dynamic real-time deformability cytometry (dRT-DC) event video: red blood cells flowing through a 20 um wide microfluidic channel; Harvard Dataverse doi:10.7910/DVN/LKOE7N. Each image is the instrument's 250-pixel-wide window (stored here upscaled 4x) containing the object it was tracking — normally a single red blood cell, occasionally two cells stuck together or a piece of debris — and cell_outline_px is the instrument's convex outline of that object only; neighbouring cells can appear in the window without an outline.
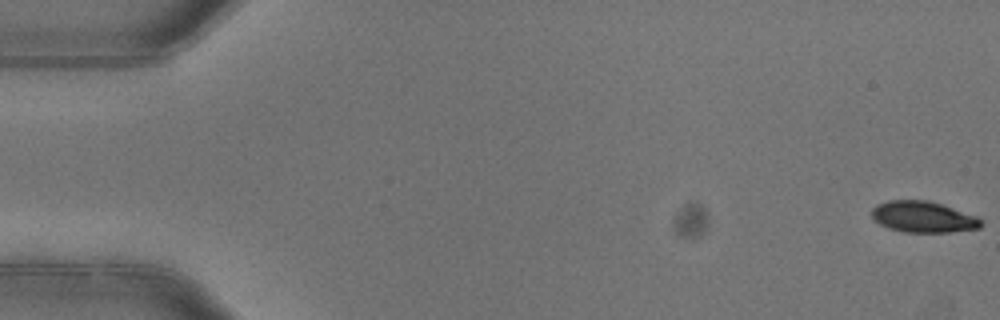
{"species": "common noctule bat (a hibernating species)", "species_latin": "Nyctalus noctula", "temperature_condition": "warm", "stored_images_in_passage": 5, "camera_frame_rate_fps": 3000, "um_per_image_px": 0.085, "animal": {"sex": "female"}, "frame": {"image": 1, "passage_image": 1, "time_ms": 0.0, "image_size_px": [1000, 320], "cell_outline_px": [[984, 224], [980, 228], [948, 232], [904, 232], [888, 228], [880, 224], [872, 216], [872, 208], [876, 204], [888, 200], [928, 200], [976, 216]], "centroid_in_image_um": [78.45, 18.44], "position_along_channel_um": 6.6, "area_um2": 19.71}}
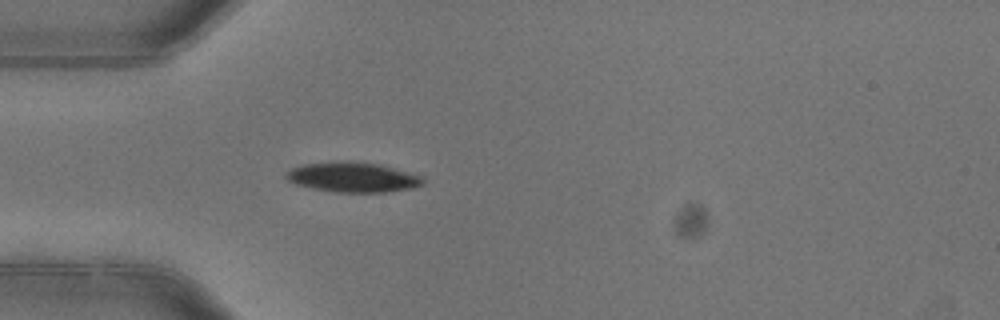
{"frame": {"image": 2, "passage_image": 5, "time_ms": 1.333, "image_size_px": [1000, 320], "cell_outline_px": [[424, 184], [412, 188], [384, 192], [336, 192], [312, 188], [296, 184], [288, 180], [284, 176], [284, 172], [300, 164], [332, 160], [344, 160], [376, 164], [424, 176]], "centroid_in_image_um": [29.93, 15.04], "position_along_channel_um": 55.1, "area_um2": 24.1}}